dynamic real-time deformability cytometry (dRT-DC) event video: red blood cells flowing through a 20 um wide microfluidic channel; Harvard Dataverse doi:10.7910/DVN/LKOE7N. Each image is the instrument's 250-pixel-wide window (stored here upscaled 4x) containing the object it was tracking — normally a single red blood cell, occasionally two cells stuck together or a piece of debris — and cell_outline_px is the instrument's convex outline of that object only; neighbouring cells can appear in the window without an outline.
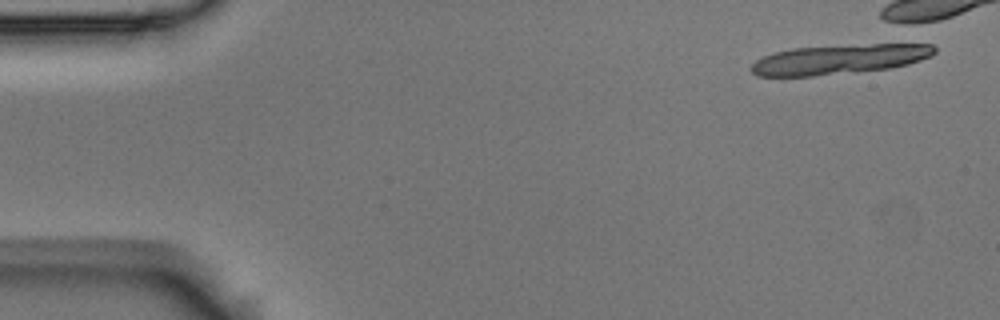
{"species": "Egyptian fruit bat (a non-hibernating species)", "species_latin": "Rousettus aegyptiacus", "temperature_condition": "room temperature", "stored_images_in_passage": 1, "camera_frame_rate_fps": 3000, "um_per_image_px": 0.085, "animal": {"sex": "male"}, "frame": {"image": 1, "passage_image": 1, "time_ms": 0.0, "image_size_px": [1000, 320], "cell_outline_px": [[936, 52], [932, 56], [908, 64], [892, 68], [812, 76], [756, 76], [748, 68], [756, 60], [764, 56], [776, 52], [792, 48], [904, 40], [912, 40], [932, 44], [936, 48]], "centroid_in_image_um": [71.54, 4.97], "position_along_channel_um": 13.5, "area_um2": 33.29}}